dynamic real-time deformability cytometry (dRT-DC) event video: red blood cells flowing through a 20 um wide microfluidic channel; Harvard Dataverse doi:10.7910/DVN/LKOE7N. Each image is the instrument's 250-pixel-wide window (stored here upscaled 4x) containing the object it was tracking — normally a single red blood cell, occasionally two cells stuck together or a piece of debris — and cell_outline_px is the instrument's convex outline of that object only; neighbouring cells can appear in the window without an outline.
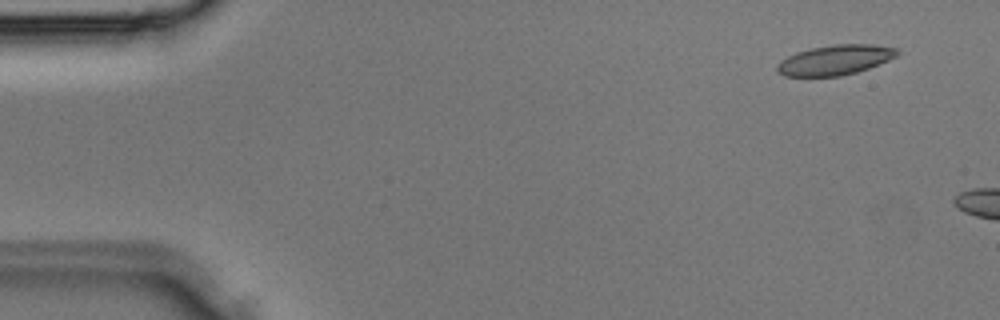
{"species": "Egyptian fruit bat (a non-hibernating species)", "species_latin": "Rousettus aegyptiacus", "temperature_condition": "room temperature", "stored_images_in_passage": 7, "camera_frame_rate_fps": 3000, "um_per_image_px": 0.085, "animal": {"sex": "male"}, "frame": {"image": 1, "passage_image": 1, "time_ms": 0.0, "image_size_px": [1000, 320], "cell_outline_px": [[900, 52], [896, 56], [888, 60], [868, 68], [856, 72], [840, 76], [784, 76], [776, 72], [776, 64], [780, 60], [796, 52], [812, 48], [836, 44], [872, 44], [896, 48]], "centroid_in_image_um": [70.94, 5.1], "position_along_channel_um": 14.1, "area_um2": 20.92}}